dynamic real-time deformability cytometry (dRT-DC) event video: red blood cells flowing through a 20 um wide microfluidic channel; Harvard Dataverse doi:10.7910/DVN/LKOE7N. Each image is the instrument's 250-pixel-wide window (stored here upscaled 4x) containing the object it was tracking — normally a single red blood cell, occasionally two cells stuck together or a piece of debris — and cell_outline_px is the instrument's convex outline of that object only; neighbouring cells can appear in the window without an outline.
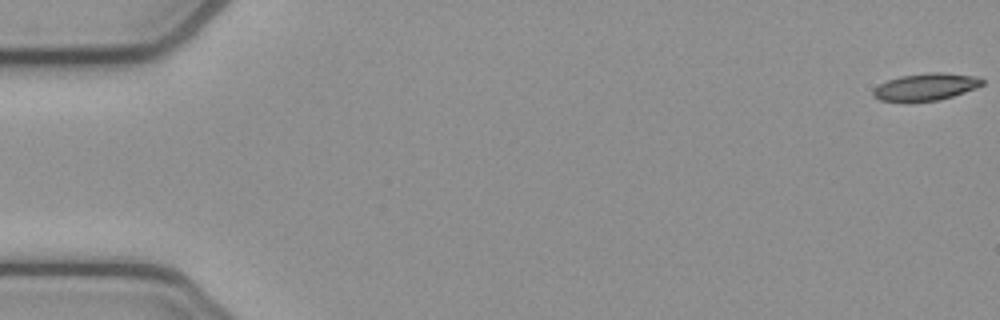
{"species": "common noctule bat (a hibernating species)", "species_latin": "Nyctalus noctula", "temperature_condition": "cold", "stored_images_in_passage": 3, "camera_frame_rate_fps": 3000, "um_per_image_px": 0.085, "animal": {"sex": "female", "body_mass_g": 21.9}, "frame": {"image": 1, "passage_image": 1, "time_ms": 0.0, "image_size_px": [1000, 320], "cell_outline_px": [[984, 84], [976, 88], [940, 100], [880, 100], [872, 96], [872, 88], [888, 80], [900, 76], [932, 72], [940, 72], [980, 76], [984, 80]], "centroid_in_image_um": [78.73, 7.35], "position_along_channel_um": 6.3, "area_um2": 17.05}}